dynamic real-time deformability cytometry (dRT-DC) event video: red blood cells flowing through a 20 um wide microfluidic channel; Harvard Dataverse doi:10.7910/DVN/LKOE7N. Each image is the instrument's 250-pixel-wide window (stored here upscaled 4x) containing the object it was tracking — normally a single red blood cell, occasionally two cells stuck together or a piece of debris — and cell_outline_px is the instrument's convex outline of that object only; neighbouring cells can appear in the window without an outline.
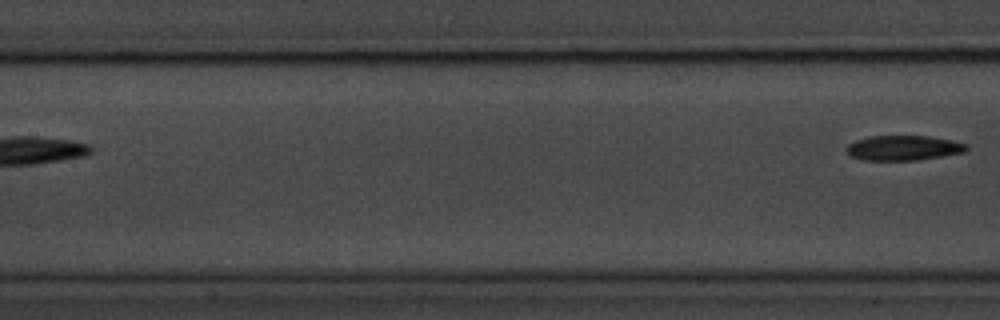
{"species": "common noctule bat (a hibernating species)", "species_latin": "Nyctalus noctula", "temperature_condition": "room temperature", "stored_images_in_passage": 6, "segment_of_instrument_passage": [2, 2], "camera_frame_rate_fps": 3000, "um_per_image_px": 0.085, "animal": {"sex": "male", "body_mass_g": 20.1, "forearm_length_mm": 53.5}, "frame": {"image": 1, "passage_image": 6, "time_ms": 6.0, "image_size_px": [1000, 320], "cell_outline_px": [[968, 148], [964, 152], [944, 156], [916, 160], [864, 160], [852, 156], [844, 148], [848, 144], [856, 140], [868, 136], [928, 136], [952, 140], [968, 144]], "centroid_in_image_um": [76.8, 12.57], "position_along_channel_um": 130.6, "area_um2": 17.46}}